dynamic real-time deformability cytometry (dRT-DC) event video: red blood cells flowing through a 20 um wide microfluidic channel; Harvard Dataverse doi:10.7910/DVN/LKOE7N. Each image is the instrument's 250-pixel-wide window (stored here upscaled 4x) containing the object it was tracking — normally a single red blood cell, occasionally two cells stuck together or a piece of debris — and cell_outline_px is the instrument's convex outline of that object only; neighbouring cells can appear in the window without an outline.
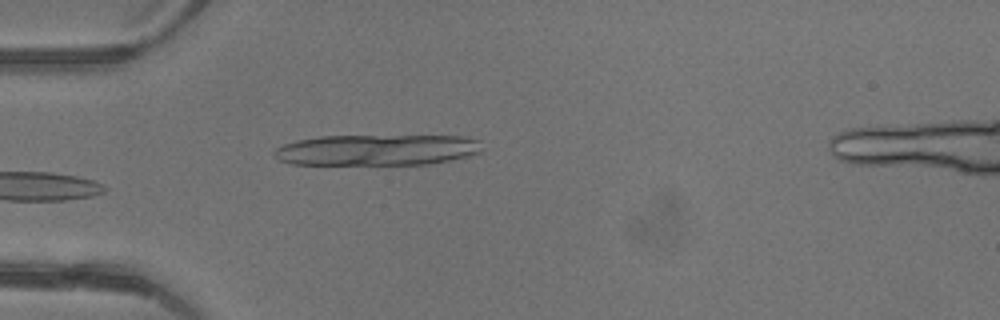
{"species": "common noctule bat (a hibernating species)", "species_latin": "Nyctalus noctula", "temperature_condition": "warm", "stored_images_in_passage": 4, "camera_frame_rate_fps": 3000, "um_per_image_px": 0.085, "animal": {"sex": "female"}, "frame": {"image": 1, "passage_image": 4, "time_ms": 1.0, "image_size_px": [1000, 320], "cell_outline_px": [[480, 152], [468, 156], [428, 164], [292, 164], [280, 160], [272, 152], [276, 148], [284, 144], [296, 140], [320, 136], [464, 136], [480, 140]], "centroid_in_image_um": [32.03, 12.74], "position_along_channel_um": 53.0, "area_um2": 37.34}}